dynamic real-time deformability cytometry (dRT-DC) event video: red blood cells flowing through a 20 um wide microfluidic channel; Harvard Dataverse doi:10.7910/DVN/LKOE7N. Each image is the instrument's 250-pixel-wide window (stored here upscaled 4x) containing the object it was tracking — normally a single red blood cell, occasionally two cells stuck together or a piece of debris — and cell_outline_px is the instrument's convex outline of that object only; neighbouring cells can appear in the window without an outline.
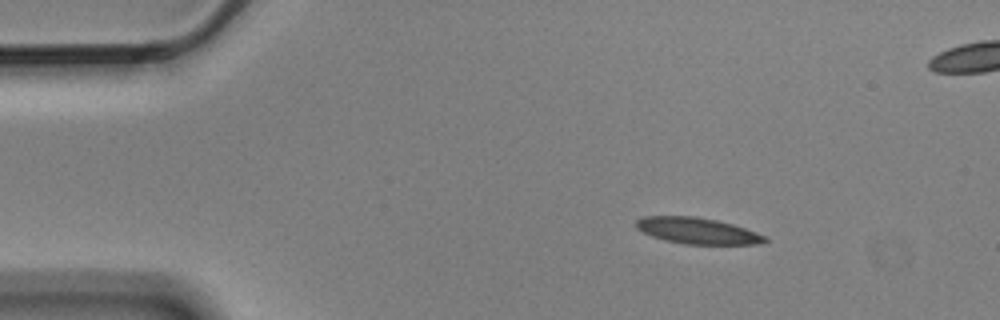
{"species": "Egyptian fruit bat (a non-hibernating species)", "species_latin": "Rousettus aegyptiacus", "temperature_condition": "cold", "stored_images_in_passage": 4, "camera_frame_rate_fps": 3000, "um_per_image_px": 0.085, "animal": {"sex": "male"}, "frame": {"image": 1, "passage_image": 1, "time_ms": 0.0, "image_size_px": [1000, 320], "cell_outline_px": [[768, 240], [764, 244], [684, 244], [664, 240], [652, 236], [636, 228], [636, 220], [644, 216], [692, 216], [716, 220], [732, 224], [768, 236]], "centroid_in_image_um": [59.3, 19.62], "position_along_channel_um": 25.7, "area_um2": 19.65}}